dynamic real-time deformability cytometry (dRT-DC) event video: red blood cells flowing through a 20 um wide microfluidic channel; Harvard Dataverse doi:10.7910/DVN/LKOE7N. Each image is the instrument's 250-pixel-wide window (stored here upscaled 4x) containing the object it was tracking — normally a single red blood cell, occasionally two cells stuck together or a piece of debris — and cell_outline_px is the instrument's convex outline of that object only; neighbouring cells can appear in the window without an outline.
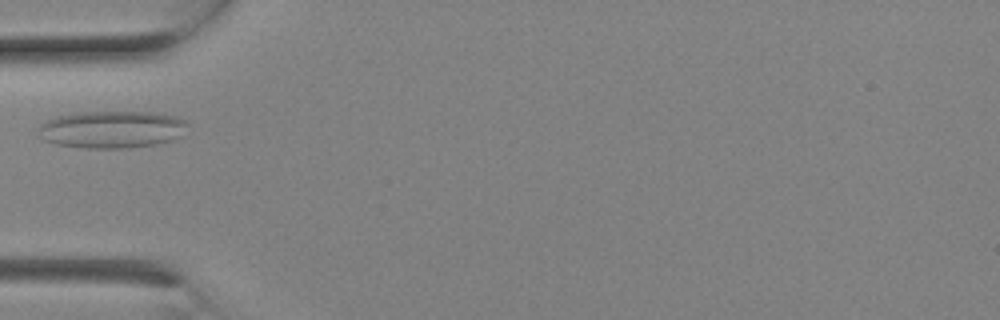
{"species": "Egyptian fruit bat (a non-hibernating species)", "species_latin": "Rousettus aegyptiacus", "temperature_condition": "room temperature", "stored_images_in_passage": 3, "camera_frame_rate_fps": 3000, "um_per_image_px": 0.085, "animal": {"sex": "female"}, "frame": {"image": 1, "passage_image": 1, "time_ms": 0.0, "image_size_px": [1000, 320], "cell_outline_px": [[188, 124], [180, 136], [172, 140], [156, 144], [124, 148], [88, 148], [56, 144], [44, 140], [40, 136], [40, 124], [56, 116], [76, 112], [156, 112], [176, 116], [184, 120]], "centroid_in_image_um": [9.52, 10.99], "position_along_channel_um": 75.5, "area_um2": 32.31}}